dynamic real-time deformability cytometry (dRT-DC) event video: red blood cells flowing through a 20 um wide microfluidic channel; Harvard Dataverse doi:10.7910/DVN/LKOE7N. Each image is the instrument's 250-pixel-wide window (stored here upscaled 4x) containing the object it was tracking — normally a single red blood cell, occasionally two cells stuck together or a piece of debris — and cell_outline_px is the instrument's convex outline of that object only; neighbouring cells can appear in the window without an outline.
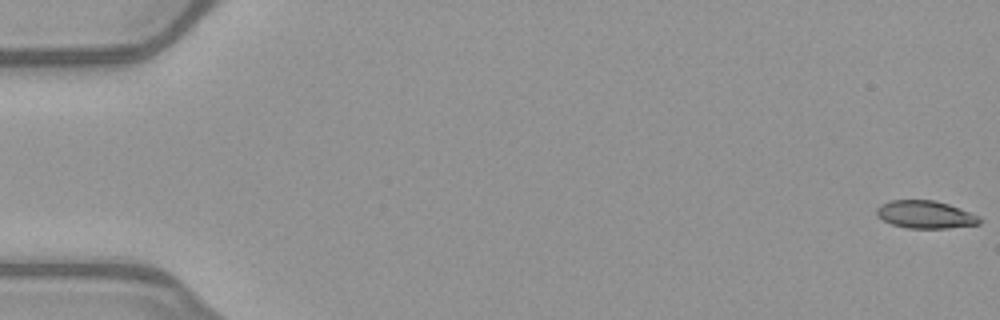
{"species": "common noctule bat (a hibernating species)", "species_latin": "Nyctalus noctula", "temperature_condition": "warm", "stored_images_in_passage": 52, "camera_frame_rate_fps": 3000, "um_per_image_px": 0.085, "animal": {"sex": "female", "body_mass_g": 21.9}, "frame": {"image": 1, "passage_image": 1, "time_ms": 0.0, "image_size_px": [1000, 320], "cell_outline_px": [[984, 220], [980, 224], [948, 228], [908, 228], [892, 224], [876, 216], [876, 208], [892, 200], [936, 200], [948, 204], [980, 216]], "centroid_in_image_um": [78.7, 18.24], "position_along_channel_um": 6.3, "area_um2": 16.59}}
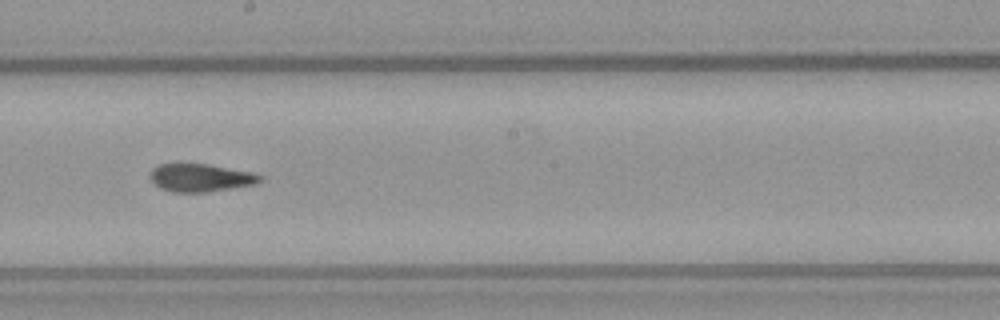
{"frame": {"image": 2, "passage_image": 30, "time_ms": 9.667, "image_size_px": [1000, 320], "cell_outline_px": [[264, 180], [256, 184], [208, 192], [172, 192], [160, 188], [148, 176], [152, 168], [160, 164], [208, 164], [252, 172], [264, 176]], "centroid_in_image_um": [17.08, 15.11], "position_along_channel_um": 231.1, "area_um2": 17.98}}
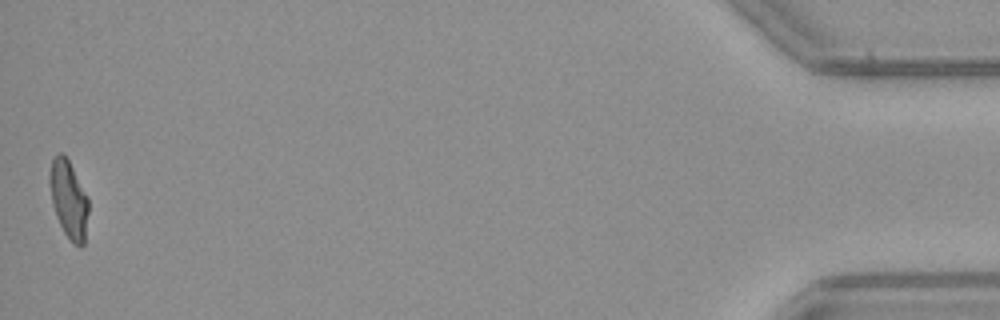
{"frame": {"image": 3, "passage_image": 52, "time_ms": 17.0, "image_size_px": [1000, 320], "cell_outline_px": [[88, 212], [84, 244], [80, 248], [72, 244], [64, 232], [56, 216], [52, 204], [48, 180], [48, 176], [52, 160], [56, 152], [60, 152], [68, 160], [88, 196]], "centroid_in_image_um": [5.82, 16.96], "position_along_channel_um": 429.4, "area_um2": 17.74}, "authors_computed_cell_mechanics": {"area_um2": 18.1492, "velocity_mm_per_s": 4.032, "shape_relaxation_time_tau1_ms": 7.194, "shape_relaxation_time_tau2_ms": 1.7563, "deformation_change_tau1": 0.2161, "deformation_change_tau2": 0.0875}}